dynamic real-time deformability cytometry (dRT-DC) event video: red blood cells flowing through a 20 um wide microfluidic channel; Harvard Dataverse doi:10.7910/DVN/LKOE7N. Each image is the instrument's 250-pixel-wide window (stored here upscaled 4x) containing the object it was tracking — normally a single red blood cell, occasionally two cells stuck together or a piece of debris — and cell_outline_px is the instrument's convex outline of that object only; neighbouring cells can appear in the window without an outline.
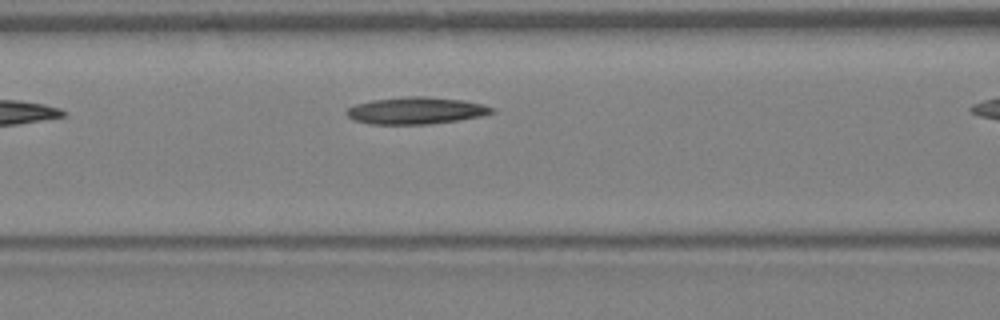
{"species": "Egyptian fruit bat (a non-hibernating species)", "species_latin": "Rousettus aegyptiacus", "temperature_condition": "warm", "stored_images_in_passage": 7, "camera_frame_rate_fps": 3000, "um_per_image_px": 0.085, "animal": {"sex": "female"}, "frame": {"image": 1, "passage_image": 6, "time_ms": 1.667, "image_size_px": [1000, 320], "cell_outline_px": [[496, 112], [484, 116], [432, 124], [368, 124], [352, 120], [344, 112], [348, 108], [356, 104], [372, 100], [404, 96], [424, 96], [464, 100], [484, 104], [496, 108]], "centroid_in_image_um": [35.39, 9.4], "position_along_channel_um": 131.2, "area_um2": 23.24}}